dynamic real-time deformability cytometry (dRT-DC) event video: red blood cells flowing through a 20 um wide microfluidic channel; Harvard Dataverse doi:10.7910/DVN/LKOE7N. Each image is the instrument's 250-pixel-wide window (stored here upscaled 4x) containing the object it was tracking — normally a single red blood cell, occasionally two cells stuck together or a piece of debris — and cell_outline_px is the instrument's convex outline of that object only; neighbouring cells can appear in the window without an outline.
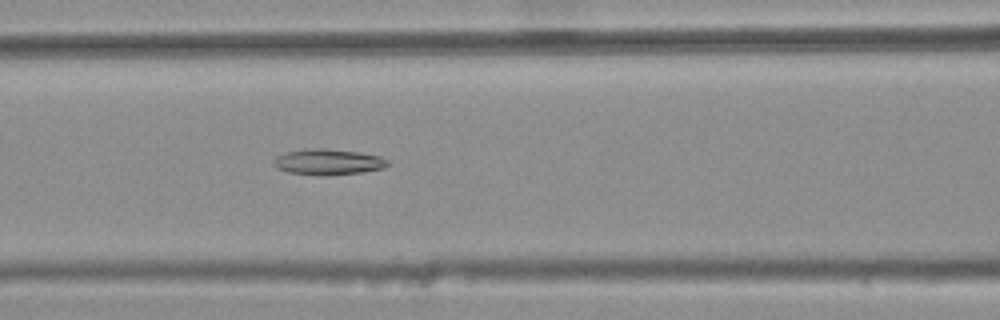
{"species": "common noctule bat (a hibernating species)", "species_latin": "Nyctalus noctula", "temperature_condition": "warm", "stored_images_in_passage": 34, "camera_frame_rate_fps": 3000, "um_per_image_px": 0.085, "animal": {"sex": "female", "body_mass_g": 25.1}, "frame": {"image": 1, "passage_image": 10, "time_ms": 3.0, "image_size_px": [1000, 320], "cell_outline_px": [[388, 164], [384, 168], [364, 172], [324, 176], [288, 172], [276, 168], [272, 164], [272, 160], [276, 156], [288, 152], [312, 148], [320, 148], [360, 152], [380, 156], [388, 160]], "centroid_in_image_um": [27.88, 13.77], "position_along_channel_um": 138.7, "area_um2": 17.22}}
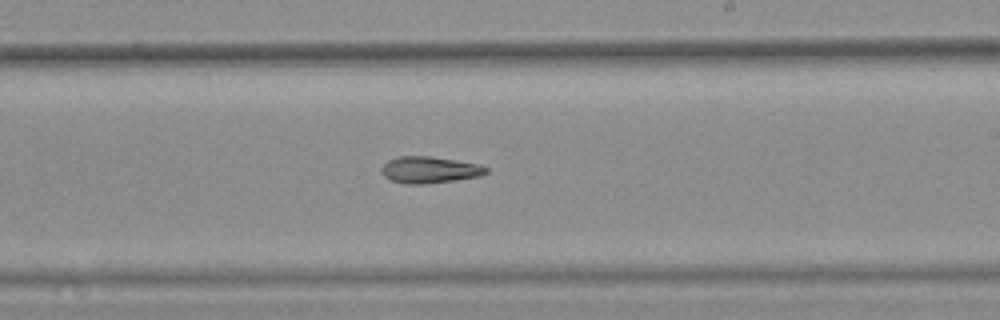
{"frame": {"image": 2, "passage_image": 19, "time_ms": 6.0, "image_size_px": [1000, 320], "cell_outline_px": [[488, 172], [480, 176], [424, 184], [408, 184], [388, 180], [384, 176], [380, 168], [388, 160], [400, 156], [432, 156], [476, 164], [488, 168]], "centroid_in_image_um": [36.46, 14.43], "position_along_channel_um": 252.5, "area_um2": 16.07}}
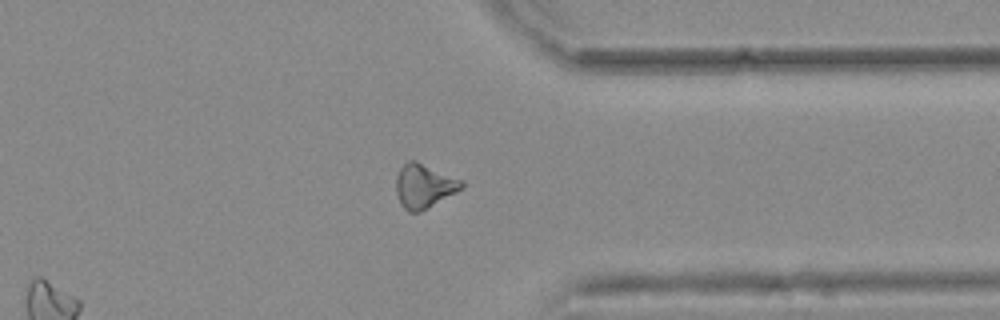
{"frame": {"image": 3, "passage_image": 29, "time_ms": 9.333, "image_size_px": [1000, 320], "cell_outline_px": [[464, 188], [420, 212], [408, 212], [400, 204], [396, 192], [396, 176], [400, 168], [408, 160], [416, 160], [464, 180]], "centroid_in_image_um": [36.05, 15.8], "position_along_channel_um": 375.3, "area_um2": 17.05}, "authors_computed_cell_mechanics": {"area_um2": 16.184, "velocity_mm_per_s": 3.8003, "shape_relaxation_time_tau1_ms": null, "shape_relaxation_time_tau2_ms": 7.1389, "deformation_change_tau1": null, "deformation_change_tau2": 0.1888}}